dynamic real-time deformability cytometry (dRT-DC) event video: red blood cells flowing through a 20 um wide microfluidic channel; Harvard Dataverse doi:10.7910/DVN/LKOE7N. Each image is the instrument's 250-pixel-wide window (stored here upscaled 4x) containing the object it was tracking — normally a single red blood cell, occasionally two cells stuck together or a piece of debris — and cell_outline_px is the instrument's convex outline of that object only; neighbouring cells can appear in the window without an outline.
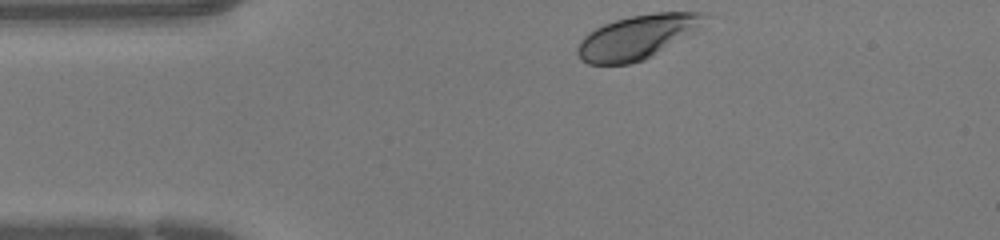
{"species": "human", "species_latin": "Homo sapiens", "temperature_condition": "warm", "stored_images_in_passage": 29, "camera_frame_rate_fps": 3000, "um_per_image_px": 0.085, "donor": {"sex": "female"}, "frame": {"image": 1, "passage_image": 1, "time_ms": 0.0, "image_size_px": [1000, 240], "cell_outline_px": [[708, 16], [700, 28], [696, 32], [652, 56], [644, 60], [632, 64], [588, 64], [580, 60], [576, 52], [576, 48], [580, 40], [588, 32], [604, 24], [616, 20], [632, 16], [656, 12], [708, 12]], "centroid_in_image_um": [54.18, 3.15], "position_along_channel_um": 30.8, "area_um2": 32.89}}
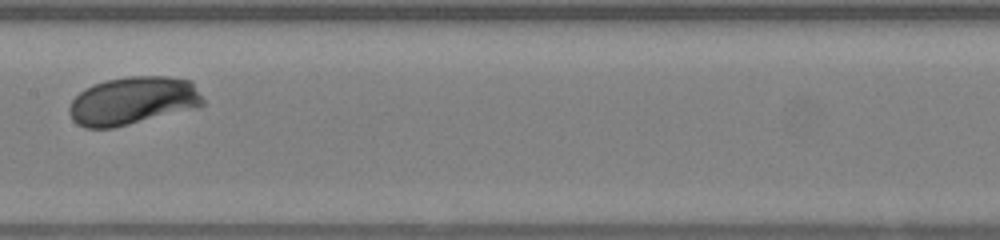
{"frame": {"image": 2, "passage_image": 15, "time_ms": 4.667, "image_size_px": [1000, 240], "cell_outline_px": [[204, 104], [196, 108], [112, 128], [84, 128], [76, 124], [72, 120], [68, 112], [68, 108], [72, 100], [84, 88], [92, 84], [104, 80], [128, 76], [168, 76], [192, 80], [204, 100]], "centroid_in_image_um": [11.27, 8.55], "position_along_channel_um": 196.1, "area_um2": 37.74}}
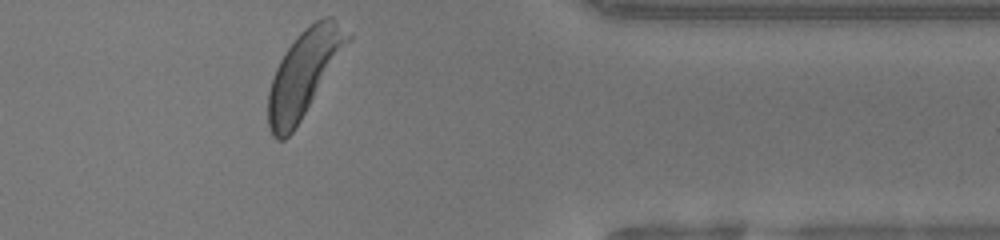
{"frame": {"image": 3, "passage_image": 29, "time_ms": 9.333, "image_size_px": [1000, 240], "cell_outline_px": [[352, 36], [300, 120], [292, 132], [284, 140], [276, 140], [272, 136], [268, 128], [268, 92], [276, 68], [280, 60], [296, 36], [304, 28], [316, 20], [324, 16], [332, 16]], "centroid_in_image_um": [25.79, 6.23], "position_along_channel_um": 385.6, "area_um2": 38.67}}